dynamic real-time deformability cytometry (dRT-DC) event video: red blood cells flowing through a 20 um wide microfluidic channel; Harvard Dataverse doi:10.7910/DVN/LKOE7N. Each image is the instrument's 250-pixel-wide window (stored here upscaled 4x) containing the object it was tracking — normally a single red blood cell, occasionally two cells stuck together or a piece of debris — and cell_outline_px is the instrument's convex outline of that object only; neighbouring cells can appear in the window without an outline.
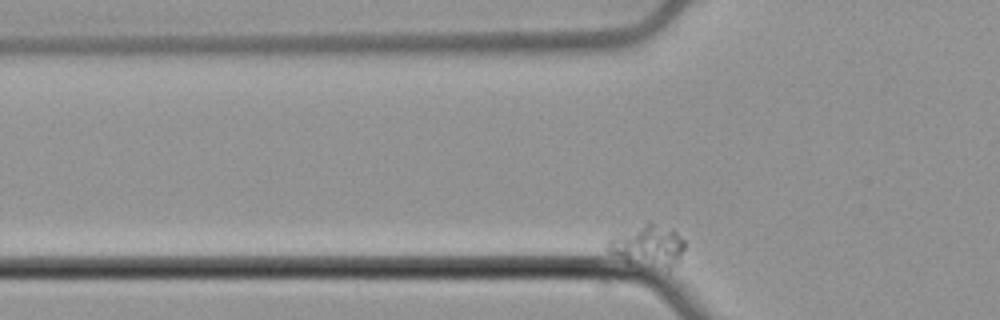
{"species": "common noctule bat (a hibernating species)", "species_latin": "Nyctalus noctula", "temperature_condition": "cold", "stored_images_in_passage": 37, "camera_frame_rate_fps": 3000, "um_per_image_px": 0.085, "animal": {"sex": "male", "body_mass_g": 21.5, "forearm_length_mm": 52.0}, "frame": {"image": 1, "passage_image": 3, "time_ms": 0.667, "image_size_px": [1000, 320], "cell_outline_px": [[684, 248], [676, 264], [668, 272], [628, 260], [608, 252], [604, 248], [608, 240], [616, 236], [648, 224], [652, 224], [676, 232], [684, 240]], "centroid_in_image_um": [55.13, 20.97], "position_along_channel_um": 70.7, "area_um2": 17.74}}
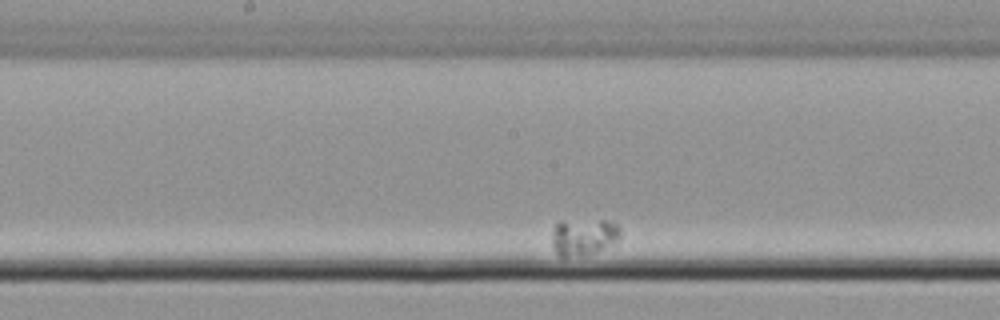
{"frame": {"image": 2, "passage_image": 18, "time_ms": 5.667, "image_size_px": [1000, 320], "cell_outline_px": [[620, 236], [616, 244], [580, 256], [560, 256], [552, 248], [552, 228], [560, 220], [604, 220], [616, 224], [620, 228]], "centroid_in_image_um": [49.59, 20.11], "position_along_channel_um": 198.6, "area_um2": 14.85}}
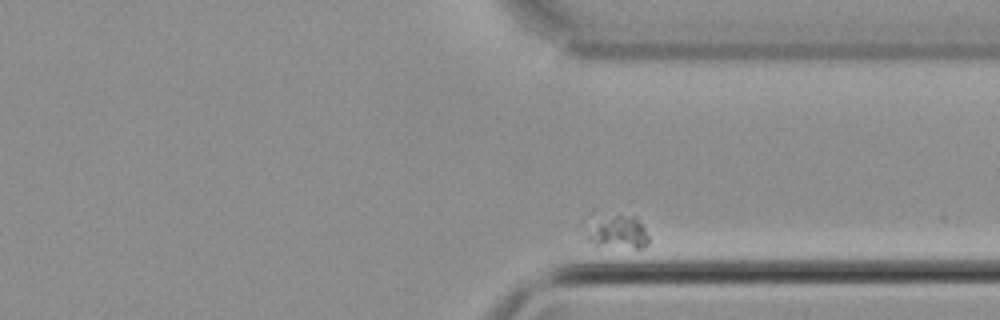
{"frame": {"image": 3, "passage_image": 35, "time_ms": 11.333, "image_size_px": [1000, 320], "cell_outline_px": [[648, 244], [644, 248], [596, 248], [588, 240], [588, 236], [600, 224], [616, 216], [636, 216], [644, 228], [648, 236]], "centroid_in_image_um": [52.68, 19.88], "position_along_channel_um": 358.7, "area_um2": 11.1}}